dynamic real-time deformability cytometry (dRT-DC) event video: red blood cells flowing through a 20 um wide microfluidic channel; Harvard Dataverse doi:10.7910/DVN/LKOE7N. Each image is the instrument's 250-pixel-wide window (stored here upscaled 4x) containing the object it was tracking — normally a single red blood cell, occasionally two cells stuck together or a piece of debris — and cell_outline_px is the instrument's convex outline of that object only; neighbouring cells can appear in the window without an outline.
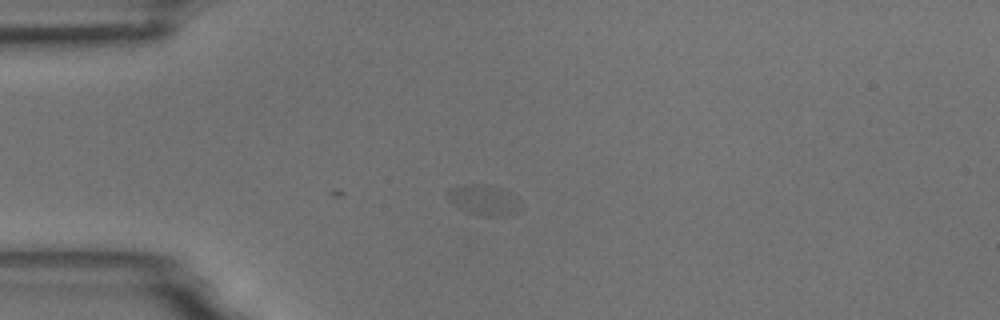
{"species": "common noctule bat (a hibernating species)", "species_latin": "Nyctalus noctula", "temperature_condition": "room temperature", "stored_images_in_passage": 2, "camera_frame_rate_fps": 3000, "um_per_image_px": 0.085, "animal": {"sex": "male", "body_mass_g": 18.8}, "frame": {"image": 1, "passage_image": 2, "time_ms": 0.333, "image_size_px": [1000, 320], "cell_outline_px": [[524, 204], [520, 212], [504, 216], [480, 216], [464, 212], [452, 204], [444, 196], [452, 188], [464, 184], [484, 184], [500, 188], [516, 196]], "centroid_in_image_um": [41.15, 17.03], "position_along_channel_um": 43.8, "area_um2": 13.47}}